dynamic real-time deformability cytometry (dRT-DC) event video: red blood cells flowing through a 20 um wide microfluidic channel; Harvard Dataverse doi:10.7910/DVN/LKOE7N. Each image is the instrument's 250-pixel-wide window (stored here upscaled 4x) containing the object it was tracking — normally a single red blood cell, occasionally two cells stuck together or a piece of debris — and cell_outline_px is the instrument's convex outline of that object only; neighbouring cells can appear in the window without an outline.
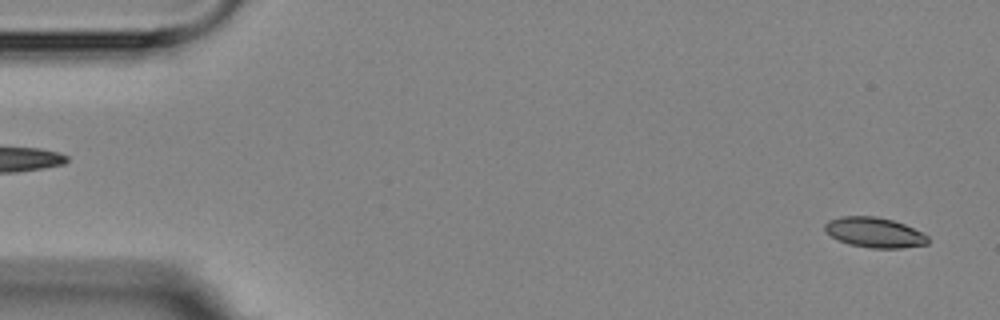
{"species": "Egyptian fruit bat (a non-hibernating species)", "species_latin": "Rousettus aegyptiacus", "temperature_condition": "room temperature", "stored_images_in_passage": 5, "segment_of_instrument_passage": [2, 2], "camera_frame_rate_fps": 3000, "um_per_image_px": 0.085, "animal": {"sex": "female"}, "frame": {"image": 1, "passage_image": 5, "time_ms": 4.667, "image_size_px": [1000, 320], "cell_outline_px": [[928, 244], [900, 248], [872, 248], [848, 244], [824, 232], [824, 224], [828, 220], [840, 216], [876, 216], [892, 220], [904, 224], [928, 236]], "centroid_in_image_um": [74.29, 19.75], "position_along_channel_um": 10.7, "area_um2": 18.03}}